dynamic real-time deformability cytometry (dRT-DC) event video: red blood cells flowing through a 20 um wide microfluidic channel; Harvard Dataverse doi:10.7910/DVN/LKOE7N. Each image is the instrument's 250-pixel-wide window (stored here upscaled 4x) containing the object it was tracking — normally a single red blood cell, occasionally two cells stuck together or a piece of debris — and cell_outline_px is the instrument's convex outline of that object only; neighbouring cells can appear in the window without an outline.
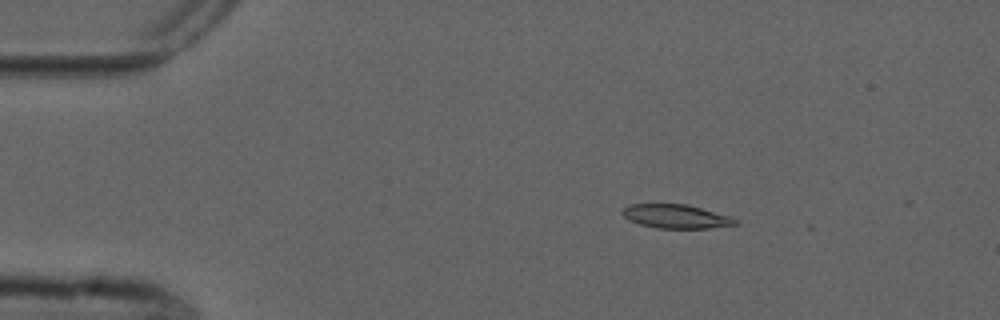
{"species": "common noctule bat (a hibernating species)", "species_latin": "Nyctalus noctula", "temperature_condition": "cold", "stored_images_in_passage": 5, "camera_frame_rate_fps": 3000, "um_per_image_px": 0.085, "animal": {"sex": "male", "forearm_length_mm": 52.5}, "frame": {"image": 1, "passage_image": 3, "time_ms": 2.333, "image_size_px": [1000, 320], "cell_outline_px": [[740, 224], [708, 228], [656, 228], [640, 224], [628, 220], [620, 212], [628, 204], [684, 204], [732, 216]], "centroid_in_image_um": [57.45, 18.39], "position_along_channel_um": 27.6, "area_um2": 15.66}}